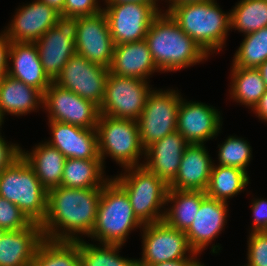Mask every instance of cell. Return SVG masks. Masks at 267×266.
<instances>
[{
    "label": "cell",
    "instance_id": "cell-11",
    "mask_svg": "<svg viewBox=\"0 0 267 266\" xmlns=\"http://www.w3.org/2000/svg\"><path fill=\"white\" fill-rule=\"evenodd\" d=\"M78 25L79 17L60 14L55 26L34 42L45 74L52 82L59 76L68 60L76 54Z\"/></svg>",
    "mask_w": 267,
    "mask_h": 266
},
{
    "label": "cell",
    "instance_id": "cell-21",
    "mask_svg": "<svg viewBox=\"0 0 267 266\" xmlns=\"http://www.w3.org/2000/svg\"><path fill=\"white\" fill-rule=\"evenodd\" d=\"M213 163L204 144H189L183 152L177 175L169 189L206 191Z\"/></svg>",
    "mask_w": 267,
    "mask_h": 266
},
{
    "label": "cell",
    "instance_id": "cell-28",
    "mask_svg": "<svg viewBox=\"0 0 267 266\" xmlns=\"http://www.w3.org/2000/svg\"><path fill=\"white\" fill-rule=\"evenodd\" d=\"M102 160L66 158L61 187L67 188H102L110 179L104 178Z\"/></svg>",
    "mask_w": 267,
    "mask_h": 266
},
{
    "label": "cell",
    "instance_id": "cell-34",
    "mask_svg": "<svg viewBox=\"0 0 267 266\" xmlns=\"http://www.w3.org/2000/svg\"><path fill=\"white\" fill-rule=\"evenodd\" d=\"M233 58L232 66L242 68H258L267 61V26L244 35Z\"/></svg>",
    "mask_w": 267,
    "mask_h": 266
},
{
    "label": "cell",
    "instance_id": "cell-40",
    "mask_svg": "<svg viewBox=\"0 0 267 266\" xmlns=\"http://www.w3.org/2000/svg\"><path fill=\"white\" fill-rule=\"evenodd\" d=\"M7 142L0 134V172L21 155V146Z\"/></svg>",
    "mask_w": 267,
    "mask_h": 266
},
{
    "label": "cell",
    "instance_id": "cell-24",
    "mask_svg": "<svg viewBox=\"0 0 267 266\" xmlns=\"http://www.w3.org/2000/svg\"><path fill=\"white\" fill-rule=\"evenodd\" d=\"M111 74L149 81V76L160 72L155 65L146 40L114 45ZM148 79V80H147Z\"/></svg>",
    "mask_w": 267,
    "mask_h": 266
},
{
    "label": "cell",
    "instance_id": "cell-4",
    "mask_svg": "<svg viewBox=\"0 0 267 266\" xmlns=\"http://www.w3.org/2000/svg\"><path fill=\"white\" fill-rule=\"evenodd\" d=\"M126 192L112 179L102 187L95 226L88 236L98 244L124 245L132 230L143 228Z\"/></svg>",
    "mask_w": 267,
    "mask_h": 266
},
{
    "label": "cell",
    "instance_id": "cell-20",
    "mask_svg": "<svg viewBox=\"0 0 267 266\" xmlns=\"http://www.w3.org/2000/svg\"><path fill=\"white\" fill-rule=\"evenodd\" d=\"M228 202L206 197L190 228L185 232L190 247L199 255L221 234L227 223Z\"/></svg>",
    "mask_w": 267,
    "mask_h": 266
},
{
    "label": "cell",
    "instance_id": "cell-35",
    "mask_svg": "<svg viewBox=\"0 0 267 266\" xmlns=\"http://www.w3.org/2000/svg\"><path fill=\"white\" fill-rule=\"evenodd\" d=\"M218 164L222 166L236 167L247 171L251 158L252 148L244 138L228 136L221 145H218Z\"/></svg>",
    "mask_w": 267,
    "mask_h": 266
},
{
    "label": "cell",
    "instance_id": "cell-27",
    "mask_svg": "<svg viewBox=\"0 0 267 266\" xmlns=\"http://www.w3.org/2000/svg\"><path fill=\"white\" fill-rule=\"evenodd\" d=\"M205 191H182L168 189L163 221L170 227L186 232L192 225L201 202L206 198Z\"/></svg>",
    "mask_w": 267,
    "mask_h": 266
},
{
    "label": "cell",
    "instance_id": "cell-25",
    "mask_svg": "<svg viewBox=\"0 0 267 266\" xmlns=\"http://www.w3.org/2000/svg\"><path fill=\"white\" fill-rule=\"evenodd\" d=\"M43 106V93L22 81L5 76L0 82V111L16 116L27 115Z\"/></svg>",
    "mask_w": 267,
    "mask_h": 266
},
{
    "label": "cell",
    "instance_id": "cell-29",
    "mask_svg": "<svg viewBox=\"0 0 267 266\" xmlns=\"http://www.w3.org/2000/svg\"><path fill=\"white\" fill-rule=\"evenodd\" d=\"M231 68L230 98L253 110L267 90L260 71L257 68Z\"/></svg>",
    "mask_w": 267,
    "mask_h": 266
},
{
    "label": "cell",
    "instance_id": "cell-49",
    "mask_svg": "<svg viewBox=\"0 0 267 266\" xmlns=\"http://www.w3.org/2000/svg\"><path fill=\"white\" fill-rule=\"evenodd\" d=\"M4 117H3V115H2V113H1V111H0V128H2L1 127V125L3 124V122H4ZM1 130V129H0ZM0 134H1V131H0Z\"/></svg>",
    "mask_w": 267,
    "mask_h": 266
},
{
    "label": "cell",
    "instance_id": "cell-48",
    "mask_svg": "<svg viewBox=\"0 0 267 266\" xmlns=\"http://www.w3.org/2000/svg\"><path fill=\"white\" fill-rule=\"evenodd\" d=\"M200 260L197 259L195 262H193L190 266H205L203 263L199 262Z\"/></svg>",
    "mask_w": 267,
    "mask_h": 266
},
{
    "label": "cell",
    "instance_id": "cell-6",
    "mask_svg": "<svg viewBox=\"0 0 267 266\" xmlns=\"http://www.w3.org/2000/svg\"><path fill=\"white\" fill-rule=\"evenodd\" d=\"M124 170L111 178L126 192L137 219L143 225L163 221L169 186L143 165Z\"/></svg>",
    "mask_w": 267,
    "mask_h": 266
},
{
    "label": "cell",
    "instance_id": "cell-45",
    "mask_svg": "<svg viewBox=\"0 0 267 266\" xmlns=\"http://www.w3.org/2000/svg\"><path fill=\"white\" fill-rule=\"evenodd\" d=\"M169 4L168 8L165 9L166 13H168L174 6L185 4V3H192V2H202V1H209V0H166Z\"/></svg>",
    "mask_w": 267,
    "mask_h": 266
},
{
    "label": "cell",
    "instance_id": "cell-12",
    "mask_svg": "<svg viewBox=\"0 0 267 266\" xmlns=\"http://www.w3.org/2000/svg\"><path fill=\"white\" fill-rule=\"evenodd\" d=\"M105 5L103 12L107 17L110 34L115 45L144 40L153 19L163 12L158 4L116 3Z\"/></svg>",
    "mask_w": 267,
    "mask_h": 266
},
{
    "label": "cell",
    "instance_id": "cell-15",
    "mask_svg": "<svg viewBox=\"0 0 267 266\" xmlns=\"http://www.w3.org/2000/svg\"><path fill=\"white\" fill-rule=\"evenodd\" d=\"M114 42L109 24L102 11L92 16L79 17L76 54L88 61L109 68L113 59Z\"/></svg>",
    "mask_w": 267,
    "mask_h": 266
},
{
    "label": "cell",
    "instance_id": "cell-50",
    "mask_svg": "<svg viewBox=\"0 0 267 266\" xmlns=\"http://www.w3.org/2000/svg\"><path fill=\"white\" fill-rule=\"evenodd\" d=\"M6 231L0 227V240Z\"/></svg>",
    "mask_w": 267,
    "mask_h": 266
},
{
    "label": "cell",
    "instance_id": "cell-17",
    "mask_svg": "<svg viewBox=\"0 0 267 266\" xmlns=\"http://www.w3.org/2000/svg\"><path fill=\"white\" fill-rule=\"evenodd\" d=\"M11 23L2 32L11 42H35L54 27L60 12L39 0L16 9Z\"/></svg>",
    "mask_w": 267,
    "mask_h": 266
},
{
    "label": "cell",
    "instance_id": "cell-37",
    "mask_svg": "<svg viewBox=\"0 0 267 266\" xmlns=\"http://www.w3.org/2000/svg\"><path fill=\"white\" fill-rule=\"evenodd\" d=\"M249 234L247 265L267 266V231H255Z\"/></svg>",
    "mask_w": 267,
    "mask_h": 266
},
{
    "label": "cell",
    "instance_id": "cell-41",
    "mask_svg": "<svg viewBox=\"0 0 267 266\" xmlns=\"http://www.w3.org/2000/svg\"><path fill=\"white\" fill-rule=\"evenodd\" d=\"M11 40L6 37V35L0 33V82L7 76L8 66H9V50H10Z\"/></svg>",
    "mask_w": 267,
    "mask_h": 266
},
{
    "label": "cell",
    "instance_id": "cell-39",
    "mask_svg": "<svg viewBox=\"0 0 267 266\" xmlns=\"http://www.w3.org/2000/svg\"><path fill=\"white\" fill-rule=\"evenodd\" d=\"M251 210L253 214V221L251 232L267 231V200L254 199L251 201Z\"/></svg>",
    "mask_w": 267,
    "mask_h": 266
},
{
    "label": "cell",
    "instance_id": "cell-10",
    "mask_svg": "<svg viewBox=\"0 0 267 266\" xmlns=\"http://www.w3.org/2000/svg\"><path fill=\"white\" fill-rule=\"evenodd\" d=\"M142 258L137 265H150L175 260H197L184 231L168 226L164 221L143 226ZM188 254V255H187Z\"/></svg>",
    "mask_w": 267,
    "mask_h": 266
},
{
    "label": "cell",
    "instance_id": "cell-42",
    "mask_svg": "<svg viewBox=\"0 0 267 266\" xmlns=\"http://www.w3.org/2000/svg\"><path fill=\"white\" fill-rule=\"evenodd\" d=\"M252 111H254L259 120L261 118L262 121L267 122V90Z\"/></svg>",
    "mask_w": 267,
    "mask_h": 266
},
{
    "label": "cell",
    "instance_id": "cell-22",
    "mask_svg": "<svg viewBox=\"0 0 267 266\" xmlns=\"http://www.w3.org/2000/svg\"><path fill=\"white\" fill-rule=\"evenodd\" d=\"M45 239L41 225L6 231L0 240V266H30Z\"/></svg>",
    "mask_w": 267,
    "mask_h": 266
},
{
    "label": "cell",
    "instance_id": "cell-19",
    "mask_svg": "<svg viewBox=\"0 0 267 266\" xmlns=\"http://www.w3.org/2000/svg\"><path fill=\"white\" fill-rule=\"evenodd\" d=\"M188 141L178 132L168 134L145 149L143 166L168 186L175 179Z\"/></svg>",
    "mask_w": 267,
    "mask_h": 266
},
{
    "label": "cell",
    "instance_id": "cell-31",
    "mask_svg": "<svg viewBox=\"0 0 267 266\" xmlns=\"http://www.w3.org/2000/svg\"><path fill=\"white\" fill-rule=\"evenodd\" d=\"M30 266H81L78 241L45 238Z\"/></svg>",
    "mask_w": 267,
    "mask_h": 266
},
{
    "label": "cell",
    "instance_id": "cell-33",
    "mask_svg": "<svg viewBox=\"0 0 267 266\" xmlns=\"http://www.w3.org/2000/svg\"><path fill=\"white\" fill-rule=\"evenodd\" d=\"M102 245V247H101ZM91 244L84 239L78 241L81 266H137V259L118 254L123 245Z\"/></svg>",
    "mask_w": 267,
    "mask_h": 266
},
{
    "label": "cell",
    "instance_id": "cell-3",
    "mask_svg": "<svg viewBox=\"0 0 267 266\" xmlns=\"http://www.w3.org/2000/svg\"><path fill=\"white\" fill-rule=\"evenodd\" d=\"M168 13L208 56L226 45L231 30L230 12H223L217 1L185 3Z\"/></svg>",
    "mask_w": 267,
    "mask_h": 266
},
{
    "label": "cell",
    "instance_id": "cell-8",
    "mask_svg": "<svg viewBox=\"0 0 267 266\" xmlns=\"http://www.w3.org/2000/svg\"><path fill=\"white\" fill-rule=\"evenodd\" d=\"M182 96L174 89H152L137 120L144 149L168 134L177 131L178 108Z\"/></svg>",
    "mask_w": 267,
    "mask_h": 266
},
{
    "label": "cell",
    "instance_id": "cell-2",
    "mask_svg": "<svg viewBox=\"0 0 267 266\" xmlns=\"http://www.w3.org/2000/svg\"><path fill=\"white\" fill-rule=\"evenodd\" d=\"M145 40L161 72H176L209 57L164 10L153 19Z\"/></svg>",
    "mask_w": 267,
    "mask_h": 266
},
{
    "label": "cell",
    "instance_id": "cell-14",
    "mask_svg": "<svg viewBox=\"0 0 267 266\" xmlns=\"http://www.w3.org/2000/svg\"><path fill=\"white\" fill-rule=\"evenodd\" d=\"M109 68L94 64L74 54L54 81L60 87L101 106Z\"/></svg>",
    "mask_w": 267,
    "mask_h": 266
},
{
    "label": "cell",
    "instance_id": "cell-36",
    "mask_svg": "<svg viewBox=\"0 0 267 266\" xmlns=\"http://www.w3.org/2000/svg\"><path fill=\"white\" fill-rule=\"evenodd\" d=\"M32 222L12 202L0 197V227L5 231L21 230Z\"/></svg>",
    "mask_w": 267,
    "mask_h": 266
},
{
    "label": "cell",
    "instance_id": "cell-38",
    "mask_svg": "<svg viewBox=\"0 0 267 266\" xmlns=\"http://www.w3.org/2000/svg\"><path fill=\"white\" fill-rule=\"evenodd\" d=\"M98 0H65L60 14L72 17L92 16L103 11Z\"/></svg>",
    "mask_w": 267,
    "mask_h": 266
},
{
    "label": "cell",
    "instance_id": "cell-23",
    "mask_svg": "<svg viewBox=\"0 0 267 266\" xmlns=\"http://www.w3.org/2000/svg\"><path fill=\"white\" fill-rule=\"evenodd\" d=\"M8 62V76L33 86L42 93L52 83L45 74L34 42H11Z\"/></svg>",
    "mask_w": 267,
    "mask_h": 266
},
{
    "label": "cell",
    "instance_id": "cell-1",
    "mask_svg": "<svg viewBox=\"0 0 267 266\" xmlns=\"http://www.w3.org/2000/svg\"><path fill=\"white\" fill-rule=\"evenodd\" d=\"M101 192L102 188L61 186L49 190L47 214L41 224L44 237L55 241H79L82 235L88 237L96 223Z\"/></svg>",
    "mask_w": 267,
    "mask_h": 266
},
{
    "label": "cell",
    "instance_id": "cell-32",
    "mask_svg": "<svg viewBox=\"0 0 267 266\" xmlns=\"http://www.w3.org/2000/svg\"><path fill=\"white\" fill-rule=\"evenodd\" d=\"M231 29L244 35L267 26V0H240L230 11Z\"/></svg>",
    "mask_w": 267,
    "mask_h": 266
},
{
    "label": "cell",
    "instance_id": "cell-26",
    "mask_svg": "<svg viewBox=\"0 0 267 266\" xmlns=\"http://www.w3.org/2000/svg\"><path fill=\"white\" fill-rule=\"evenodd\" d=\"M21 156L47 191L61 185L66 157L58 149L45 141L35 145L31 152L21 148Z\"/></svg>",
    "mask_w": 267,
    "mask_h": 266
},
{
    "label": "cell",
    "instance_id": "cell-18",
    "mask_svg": "<svg viewBox=\"0 0 267 266\" xmlns=\"http://www.w3.org/2000/svg\"><path fill=\"white\" fill-rule=\"evenodd\" d=\"M48 122L52 137L46 142L58 149L66 158L101 160L96 129L57 121Z\"/></svg>",
    "mask_w": 267,
    "mask_h": 266
},
{
    "label": "cell",
    "instance_id": "cell-9",
    "mask_svg": "<svg viewBox=\"0 0 267 266\" xmlns=\"http://www.w3.org/2000/svg\"><path fill=\"white\" fill-rule=\"evenodd\" d=\"M146 80L122 77L109 72L100 114L137 121L146 105L152 87Z\"/></svg>",
    "mask_w": 267,
    "mask_h": 266
},
{
    "label": "cell",
    "instance_id": "cell-46",
    "mask_svg": "<svg viewBox=\"0 0 267 266\" xmlns=\"http://www.w3.org/2000/svg\"><path fill=\"white\" fill-rule=\"evenodd\" d=\"M49 6L55 8L58 12H61L64 8L65 0H39Z\"/></svg>",
    "mask_w": 267,
    "mask_h": 266
},
{
    "label": "cell",
    "instance_id": "cell-5",
    "mask_svg": "<svg viewBox=\"0 0 267 266\" xmlns=\"http://www.w3.org/2000/svg\"><path fill=\"white\" fill-rule=\"evenodd\" d=\"M0 197L16 205L32 223L41 225L46 217L48 191L21 155L0 172Z\"/></svg>",
    "mask_w": 267,
    "mask_h": 266
},
{
    "label": "cell",
    "instance_id": "cell-30",
    "mask_svg": "<svg viewBox=\"0 0 267 266\" xmlns=\"http://www.w3.org/2000/svg\"><path fill=\"white\" fill-rule=\"evenodd\" d=\"M248 171L213 163L206 196L224 202L238 195L249 184Z\"/></svg>",
    "mask_w": 267,
    "mask_h": 266
},
{
    "label": "cell",
    "instance_id": "cell-16",
    "mask_svg": "<svg viewBox=\"0 0 267 266\" xmlns=\"http://www.w3.org/2000/svg\"><path fill=\"white\" fill-rule=\"evenodd\" d=\"M222 124L220 111L212 105L182 98L178 108L177 131L189 144H205L214 139L220 133Z\"/></svg>",
    "mask_w": 267,
    "mask_h": 266
},
{
    "label": "cell",
    "instance_id": "cell-7",
    "mask_svg": "<svg viewBox=\"0 0 267 266\" xmlns=\"http://www.w3.org/2000/svg\"><path fill=\"white\" fill-rule=\"evenodd\" d=\"M96 132L98 153L103 165L108 156L122 168L143 165L139 164V159L145 156V149L141 144L137 121L100 114Z\"/></svg>",
    "mask_w": 267,
    "mask_h": 266
},
{
    "label": "cell",
    "instance_id": "cell-13",
    "mask_svg": "<svg viewBox=\"0 0 267 266\" xmlns=\"http://www.w3.org/2000/svg\"><path fill=\"white\" fill-rule=\"evenodd\" d=\"M50 121L96 129L99 106L52 82L43 93V106Z\"/></svg>",
    "mask_w": 267,
    "mask_h": 266
},
{
    "label": "cell",
    "instance_id": "cell-44",
    "mask_svg": "<svg viewBox=\"0 0 267 266\" xmlns=\"http://www.w3.org/2000/svg\"><path fill=\"white\" fill-rule=\"evenodd\" d=\"M105 4H116V3H144V4H158L159 0H104Z\"/></svg>",
    "mask_w": 267,
    "mask_h": 266
},
{
    "label": "cell",
    "instance_id": "cell-47",
    "mask_svg": "<svg viewBox=\"0 0 267 266\" xmlns=\"http://www.w3.org/2000/svg\"><path fill=\"white\" fill-rule=\"evenodd\" d=\"M257 69L260 71L261 76H262L263 80L265 81V84L267 87V61L262 63Z\"/></svg>",
    "mask_w": 267,
    "mask_h": 266
},
{
    "label": "cell",
    "instance_id": "cell-43",
    "mask_svg": "<svg viewBox=\"0 0 267 266\" xmlns=\"http://www.w3.org/2000/svg\"><path fill=\"white\" fill-rule=\"evenodd\" d=\"M196 260H175V261H166L157 264L150 265H137V266H190Z\"/></svg>",
    "mask_w": 267,
    "mask_h": 266
}]
</instances>
